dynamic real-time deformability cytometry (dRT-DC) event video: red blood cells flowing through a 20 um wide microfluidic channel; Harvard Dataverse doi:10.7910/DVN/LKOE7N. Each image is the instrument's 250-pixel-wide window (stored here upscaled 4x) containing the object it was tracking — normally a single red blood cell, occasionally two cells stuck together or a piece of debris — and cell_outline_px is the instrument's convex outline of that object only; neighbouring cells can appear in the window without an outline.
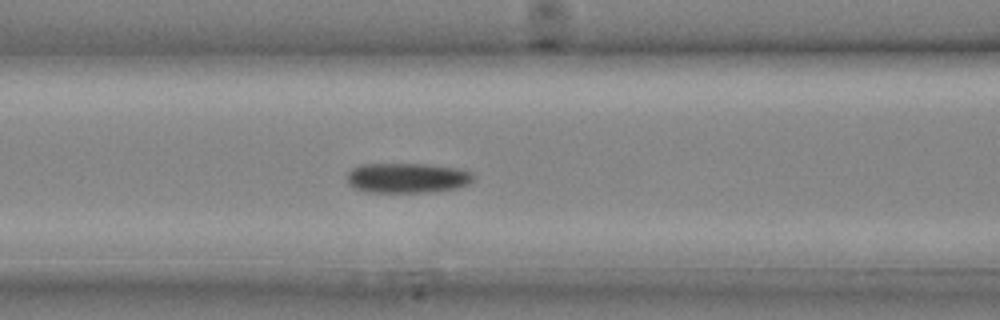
{"species": "common noctule bat (a hibernating species)", "species_latin": "Nyctalus noctula", "temperature_condition": "cold", "stored_images_in_passage": 13, "camera_frame_rate_fps": 3000, "um_per_image_px": 0.085, "animal": {"sex": "male", "body_mass_g": 20.4}, "frame": {"image": 1, "passage_image": 11, "time_ms": 3.333, "image_size_px": [1000, 320], "cell_outline_px": [[472, 180], [468, 184], [456, 188], [428, 192], [368, 192], [356, 188], [348, 180], [348, 172], [352, 168], [360, 164], [432, 164], [464, 168], [472, 172]], "centroid_in_image_um": [34.67, 15.1], "position_along_channel_um": 131.9, "area_um2": 22.14}}
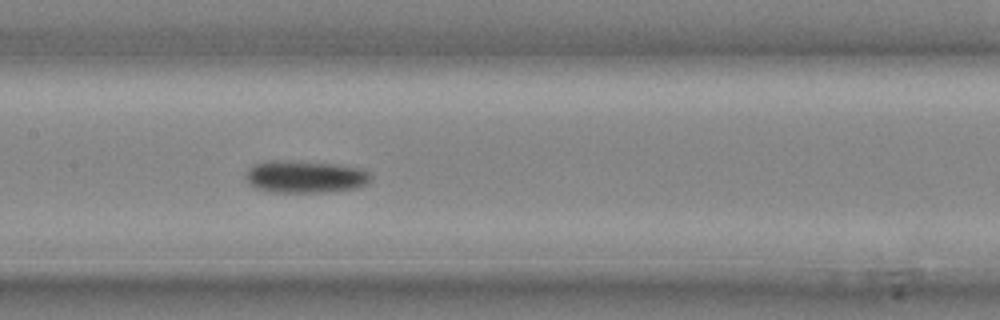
{"frame": {"image": 2, "passage_image": 13, "time_ms": 4.0, "image_size_px": [1000, 320], "cell_outline_px": [[372, 176], [364, 184], [352, 188], [316, 192], [276, 192], [256, 188], [244, 176], [248, 168], [252, 164], [264, 160], [292, 160], [336, 164], [364, 168]], "centroid_in_image_um": [25.88, 14.98], "position_along_channel_um": 181.5, "area_um2": 23.47}}